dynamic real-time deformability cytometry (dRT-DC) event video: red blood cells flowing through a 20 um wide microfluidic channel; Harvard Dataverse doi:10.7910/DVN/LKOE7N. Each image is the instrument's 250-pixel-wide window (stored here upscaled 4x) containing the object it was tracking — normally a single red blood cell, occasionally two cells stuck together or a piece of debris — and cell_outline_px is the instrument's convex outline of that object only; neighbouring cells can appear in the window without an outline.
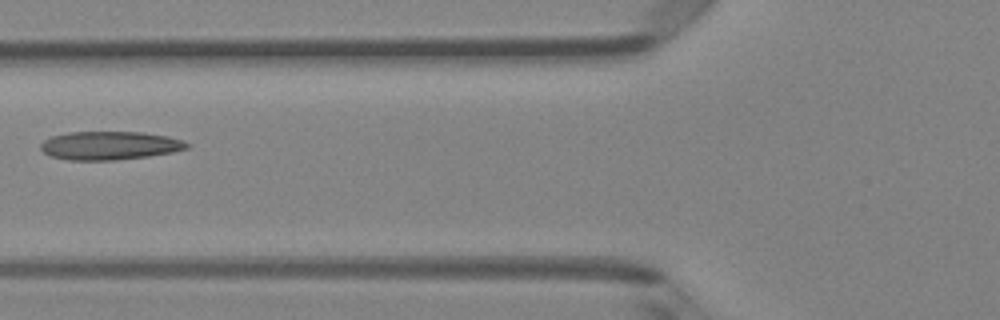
{"species": "Egyptian fruit bat (a non-hibernating species)", "species_latin": "Rousettus aegyptiacus", "temperature_condition": "room temperature", "stored_images_in_passage": 5, "camera_frame_rate_fps": 3000, "um_per_image_px": 0.085, "animal": {"sex": "female"}, "frame": {"image": 1, "passage_image": 4, "time_ms": 3.333, "image_size_px": [1000, 320], "cell_outline_px": [[192, 144], [188, 148], [172, 152], [148, 156], [116, 160], [68, 160], [48, 156], [40, 148], [40, 144], [44, 140], [52, 136], [68, 132], [140, 132], [168, 136], [184, 140]], "centroid_in_image_um": [9.33, 12.37], "position_along_channel_um": 116.5, "area_um2": 24.39}}
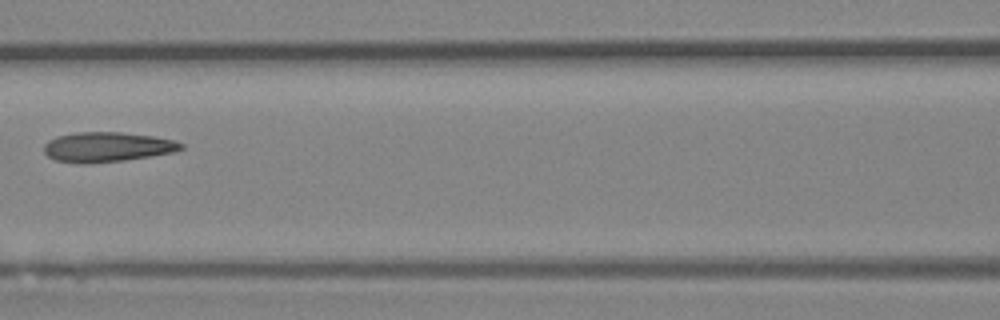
{"frame": {"image": 2, "passage_image": 5, "time_ms": 4.333, "image_size_px": [1000, 320], "cell_outline_px": [[184, 148], [172, 152], [124, 160], [88, 164], [80, 164], [56, 160], [48, 156], [44, 152], [44, 144], [48, 140], [56, 136], [76, 132], [120, 132], [152, 136], [176, 140], [184, 144]], "centroid_in_image_um": [9.08, 12.49], "position_along_channel_um": 157.5, "area_um2": 23.87}}